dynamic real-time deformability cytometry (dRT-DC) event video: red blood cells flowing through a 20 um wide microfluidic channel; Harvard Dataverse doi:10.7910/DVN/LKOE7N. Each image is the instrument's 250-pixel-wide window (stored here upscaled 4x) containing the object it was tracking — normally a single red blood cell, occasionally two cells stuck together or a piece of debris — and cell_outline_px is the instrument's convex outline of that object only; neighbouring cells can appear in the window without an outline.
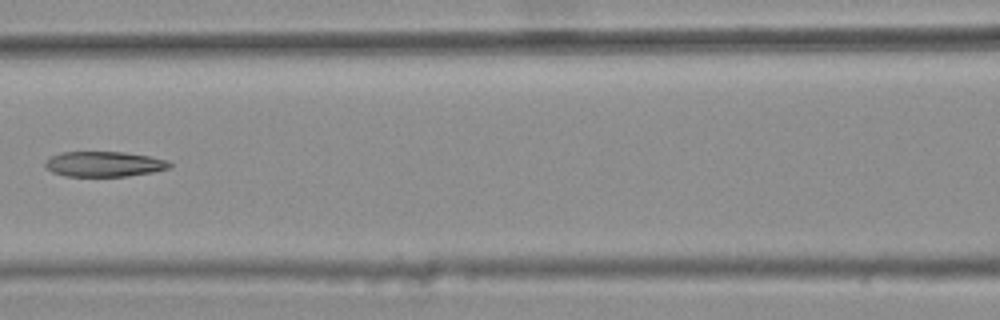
{"species": "common noctule bat (a hibernating species)", "species_latin": "Nyctalus noctula", "temperature_condition": "warm", "stored_images_in_passage": 7, "camera_frame_rate_fps": 3000, "um_per_image_px": 0.085, "animal": {"sex": "female", "body_mass_g": 25.1}, "frame": {"image": 1, "passage_image": 7, "time_ms": 2.0, "image_size_px": [1000, 320], "cell_outline_px": [[172, 164], [168, 168], [152, 172], [128, 176], [64, 176], [52, 172], [44, 164], [52, 156], [60, 152], [124, 152], [148, 156], [168, 160]], "centroid_in_image_um": [8.86, 13.94], "position_along_channel_um": 157.7, "area_um2": 18.15}}